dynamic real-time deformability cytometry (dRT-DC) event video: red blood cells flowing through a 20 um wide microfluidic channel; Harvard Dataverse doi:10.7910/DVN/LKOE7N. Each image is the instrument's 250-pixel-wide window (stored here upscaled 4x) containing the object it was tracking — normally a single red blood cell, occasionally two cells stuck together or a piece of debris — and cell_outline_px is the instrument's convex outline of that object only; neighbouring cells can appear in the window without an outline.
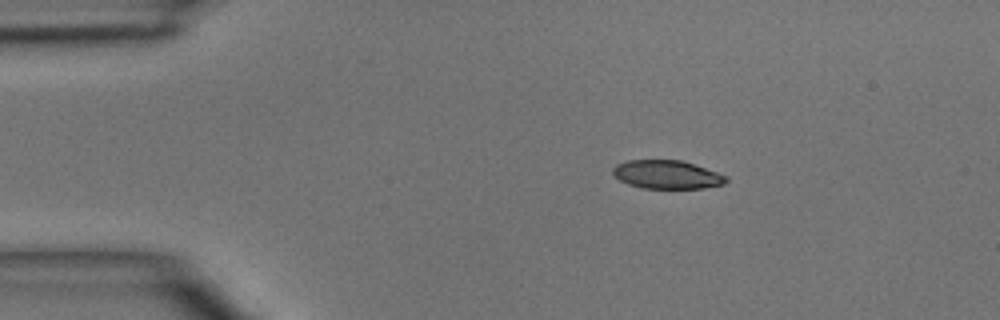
{"species": "common noctule bat (a hibernating species)", "species_latin": "Nyctalus noctula", "temperature_condition": "room temperature", "stored_images_in_passage": 4, "camera_frame_rate_fps": 3000, "um_per_image_px": 0.085, "animal": {"sex": "male", "body_mass_g": 15.6}, "frame": {"image": 1, "passage_image": 1, "time_ms": 0.0, "image_size_px": [1000, 320], "cell_outline_px": [[728, 180], [724, 184], [704, 188], [644, 188], [628, 184], [620, 180], [612, 172], [612, 168], [616, 164], [628, 160], [680, 160], [728, 176]], "centroid_in_image_um": [56.68, 14.84], "position_along_channel_um": 28.3, "area_um2": 18.61}}
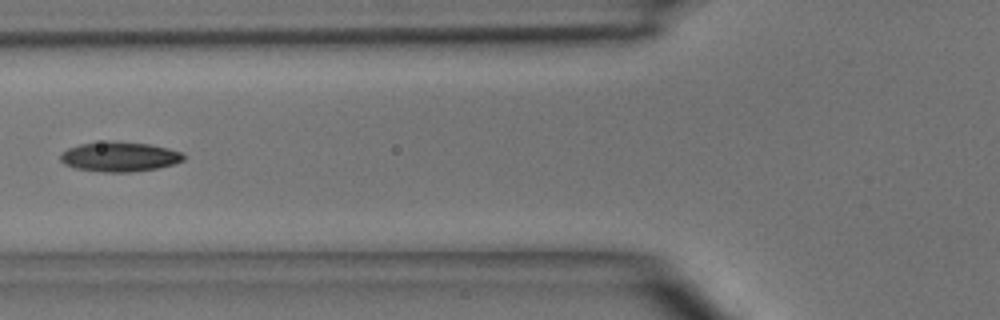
{"frame": {"image": 2, "passage_image": 4, "time_ms": 3.333, "image_size_px": [1000, 320], "cell_outline_px": [[184, 160], [176, 164], [156, 168], [132, 172], [104, 172], [76, 168], [64, 164], [60, 160], [60, 152], [68, 148], [80, 144], [108, 140], [148, 144], [168, 148], [180, 152], [184, 156]], "centroid_in_image_um": [10.14, 13.31], "position_along_channel_um": 115.7, "area_um2": 21.44}}